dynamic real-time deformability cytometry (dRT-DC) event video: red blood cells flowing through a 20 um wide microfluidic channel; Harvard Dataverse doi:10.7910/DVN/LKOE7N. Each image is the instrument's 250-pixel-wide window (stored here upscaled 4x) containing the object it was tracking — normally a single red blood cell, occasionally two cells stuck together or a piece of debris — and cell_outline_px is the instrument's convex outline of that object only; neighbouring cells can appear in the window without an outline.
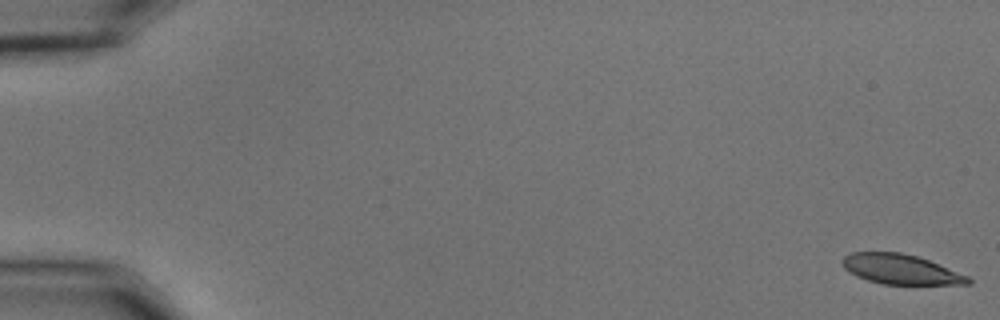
{"species": "common noctule bat (a hibernating species)", "species_latin": "Nyctalus noctula", "temperature_condition": "cold", "stored_images_in_passage": 56, "camera_frame_rate_fps": 3000, "um_per_image_px": 0.085, "animal": {"sex": "male", "body_mass_g": 15.6}, "frame": {"image": 1, "passage_image": 1, "time_ms": 0.0, "image_size_px": [1000, 320], "cell_outline_px": [[972, 284], [884, 284], [868, 280], [856, 276], [844, 268], [840, 264], [840, 260], [844, 256], [852, 252], [900, 252], [916, 256], [928, 260], [968, 276], [972, 280]], "centroid_in_image_um": [76.52, 22.88], "position_along_channel_um": 8.5, "area_um2": 21.79}}
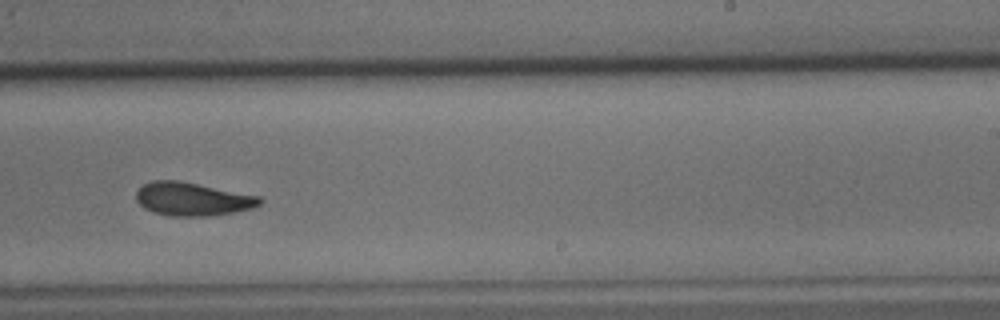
{"frame": {"image": 2, "passage_image": 36, "time_ms": 11.667, "image_size_px": [1000, 320], "cell_outline_px": [[264, 200], [260, 204], [252, 208], [236, 212], [208, 216], [172, 216], [156, 212], [144, 208], [136, 200], [136, 192], [144, 184], [152, 180], [180, 180], [260, 196]], "centroid_in_image_um": [16.38, 16.91], "position_along_channel_um": 272.6, "area_um2": 24.04}}
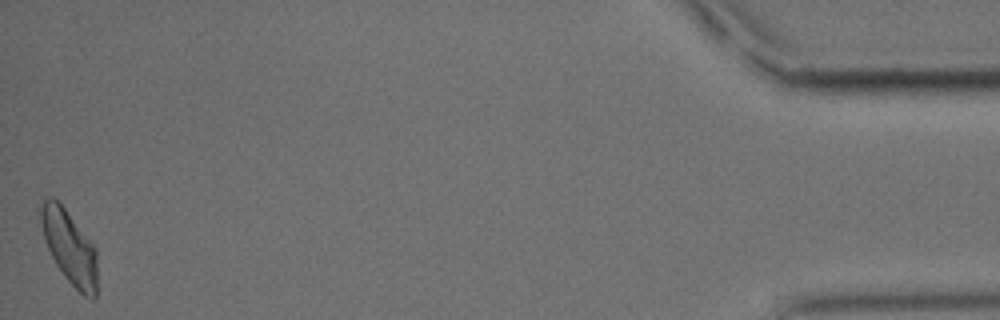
{"frame": {"image": 3, "passage_image": 56, "time_ms": 18.333, "image_size_px": [1000, 320], "cell_outline_px": [[96, 300], [92, 300], [84, 296], [64, 276], [56, 264], [44, 240], [36, 212], [36, 208], [44, 196], [52, 196], [64, 208], [96, 248]], "centroid_in_image_um": [5.83, 20.93], "position_along_channel_um": 429.4, "area_um2": 24.51}, "authors_computed_cell_mechanics": {"area_um2": 23.8425, "velocity_mm_per_s": 3.618, "shape_relaxation_time_tau1_ms": 4.7585, "shape_relaxation_time_tau2_ms": 4.1252, "deformation_change_tau1": 0.1347, "deformation_change_tau2": 0.0898}}